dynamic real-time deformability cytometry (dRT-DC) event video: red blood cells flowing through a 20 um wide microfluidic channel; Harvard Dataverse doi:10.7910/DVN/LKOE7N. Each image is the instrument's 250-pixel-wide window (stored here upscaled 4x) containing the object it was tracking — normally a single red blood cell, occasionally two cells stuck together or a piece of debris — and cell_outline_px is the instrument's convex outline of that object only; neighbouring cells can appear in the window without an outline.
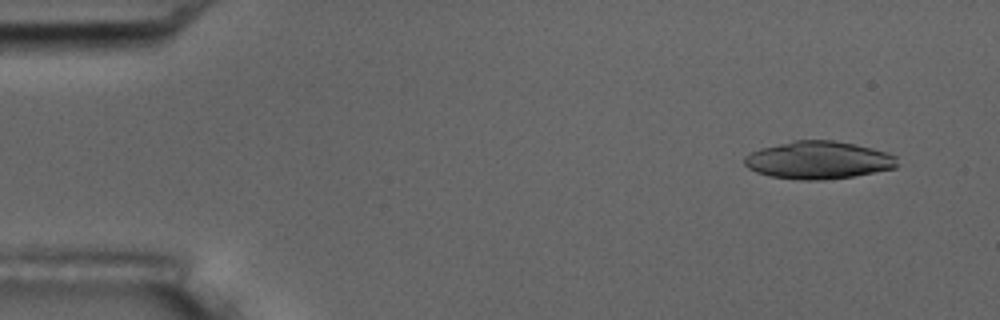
{"species": "common noctule bat (a hibernating species)", "species_latin": "Nyctalus noctula", "temperature_condition": "room temperature", "stored_images_in_passage": 6, "camera_frame_rate_fps": 3000, "um_per_image_px": 0.085, "animal": {"sex": "male", "body_mass_g": 17.5, "forearm_length_mm": 52.3}, "frame": {"image": 1, "passage_image": 2, "time_ms": 1.0, "image_size_px": [1000, 320], "cell_outline_px": [[896, 168], [852, 176], [824, 180], [800, 180], [768, 176], [756, 172], [748, 168], [744, 164], [744, 156], [760, 148], [792, 140], [832, 140], [856, 144], [888, 152], [896, 156]], "centroid_in_image_um": [69.54, 13.61], "position_along_channel_um": 15.5, "area_um2": 33.7}}